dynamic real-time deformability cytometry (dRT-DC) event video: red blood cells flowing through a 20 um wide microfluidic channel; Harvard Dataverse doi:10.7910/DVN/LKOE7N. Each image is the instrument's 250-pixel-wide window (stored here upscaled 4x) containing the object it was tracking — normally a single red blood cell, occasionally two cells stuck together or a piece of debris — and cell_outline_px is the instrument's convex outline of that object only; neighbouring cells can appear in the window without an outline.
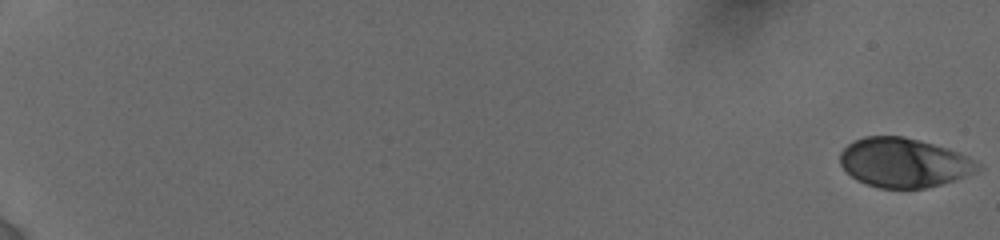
{"species": "human", "species_latin": "Homo sapiens", "temperature_condition": "cold", "stored_images_in_passage": 62, "camera_frame_rate_fps": 3000, "um_per_image_px": 0.085, "donor": {"sex": "female"}, "frame": {"image": 1, "passage_image": 1, "time_ms": 0.0, "image_size_px": [1000, 240], "cell_outline_px": [[984, 168], [976, 172], [940, 184], [924, 188], [880, 188], [856, 180], [840, 164], [840, 152], [848, 144], [864, 136], [904, 136], [948, 148], [960, 152], [980, 164]], "centroid_in_image_um": [76.84, 13.82], "position_along_channel_um": 8.2, "area_um2": 39.36}}
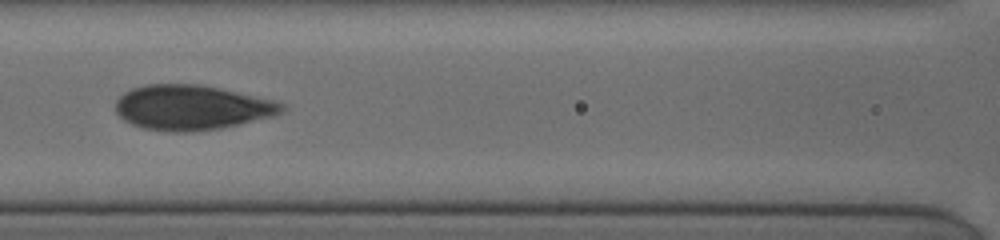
{"frame": {"image": 2, "passage_image": 36, "time_ms": 9.667, "image_size_px": [1000, 240], "cell_outline_px": [[284, 112], [272, 116], [240, 124], [220, 128], [192, 132], [172, 132], [144, 128], [132, 124], [124, 120], [116, 112], [116, 100], [124, 92], [132, 88], [144, 84], [200, 84], [220, 88], [272, 100], [284, 104]], "centroid_in_image_um": [16.27, 9.13], "position_along_channel_um": 150.3, "area_um2": 43.41}}
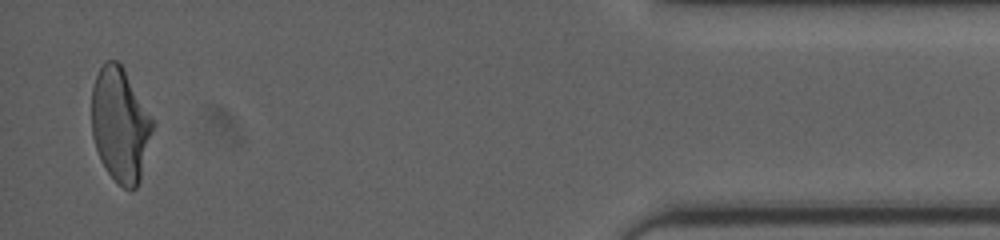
{"frame": {"image": 3, "passage_image": 62, "time_ms": 18.333, "image_size_px": [1000, 240], "cell_outline_px": [[156, 124], [140, 180], [136, 188], [132, 192], [124, 188], [108, 172], [100, 160], [92, 136], [92, 88], [96, 76], [104, 60], [116, 60], [124, 68]], "centroid_in_image_um": [10.24, 10.61], "position_along_channel_um": 425.0, "area_um2": 40.92}, "authors_computed_cell_mechanics": {"area_um2": 42.0495, "velocity_mm_per_s": 3.8415, "shape_relaxation_time_tau1_ms": 3.8816, "shape_relaxation_time_tau2_ms": 0.7953, "deformation_change_tau1": 0.1581, "deformation_change_tau2": 0.0354}}